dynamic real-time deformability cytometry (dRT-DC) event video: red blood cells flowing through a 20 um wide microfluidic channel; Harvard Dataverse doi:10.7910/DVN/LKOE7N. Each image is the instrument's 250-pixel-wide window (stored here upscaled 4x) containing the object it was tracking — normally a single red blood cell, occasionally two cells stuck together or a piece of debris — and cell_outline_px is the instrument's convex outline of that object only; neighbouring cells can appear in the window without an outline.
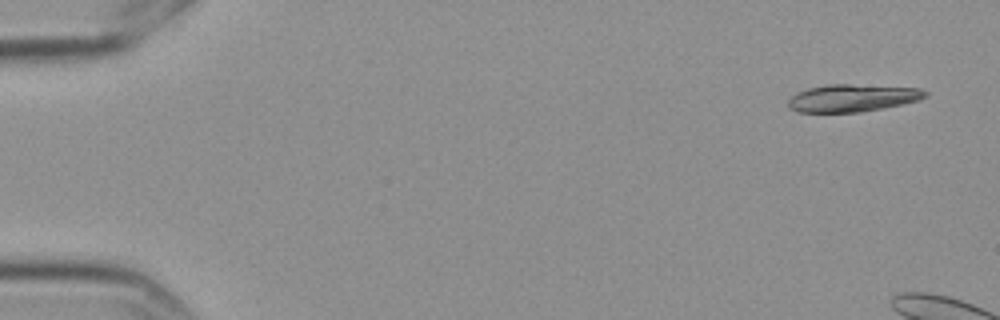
{"species": "Egyptian fruit bat (a non-hibernating species)", "species_latin": "Rousettus aegyptiacus", "temperature_condition": "cold", "stored_images_in_passage": 3, "camera_frame_rate_fps": 3000, "um_per_image_px": 0.085, "frame": {"image": 1, "passage_image": 1, "time_ms": 0.0, "image_size_px": [1000, 320], "cell_outline_px": [[928, 96], [920, 100], [904, 104], [884, 108], [860, 112], [796, 112], [788, 108], [788, 100], [796, 92], [808, 88], [828, 84], [848, 84], [920, 88], [928, 92]], "centroid_in_image_um": [72.46, 8.33], "position_along_channel_um": 12.5, "area_um2": 22.14}}